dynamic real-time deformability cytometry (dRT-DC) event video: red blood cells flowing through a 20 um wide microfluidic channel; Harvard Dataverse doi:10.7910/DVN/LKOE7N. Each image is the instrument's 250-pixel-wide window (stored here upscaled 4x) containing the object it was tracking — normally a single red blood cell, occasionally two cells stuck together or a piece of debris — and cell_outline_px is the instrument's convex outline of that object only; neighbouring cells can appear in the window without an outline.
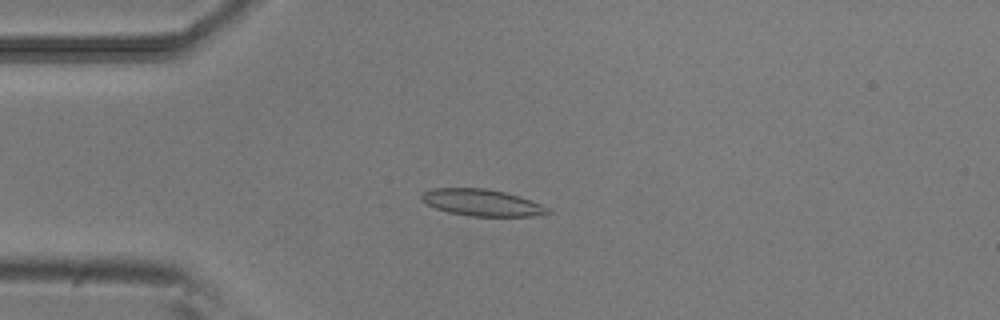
{"species": "common noctule bat (a hibernating species)", "species_latin": "Nyctalus noctula", "temperature_condition": "room temperature", "stored_images_in_passage": 46, "camera_frame_rate_fps": 3000, "um_per_image_px": 0.085, "animal": {"sex": "male", "body_mass_g": 20.5, "forearm_length_mm": 52.5}, "frame": {"image": 1, "passage_image": 6, "time_ms": 1.667, "image_size_px": [1000, 320], "cell_outline_px": [[552, 212], [532, 216], [468, 216], [448, 212], [436, 208], [420, 200], [420, 196], [424, 192], [432, 188], [484, 188], [504, 192], [520, 196], [540, 204], [548, 208]], "centroid_in_image_um": [40.93, 17.22], "position_along_channel_um": 44.1, "area_um2": 19.54}}
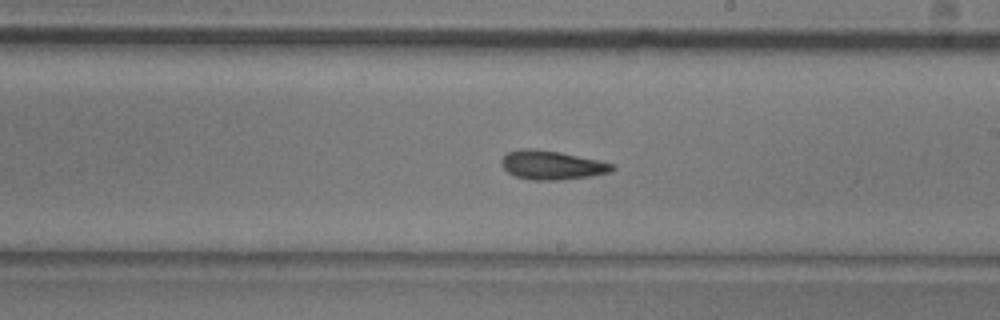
{"frame": {"image": 2, "passage_image": 23, "time_ms": 7.333, "image_size_px": [1000, 320], "cell_outline_px": [[616, 168], [612, 172], [592, 176], [560, 180], [532, 180], [516, 176], [508, 172], [500, 164], [500, 160], [508, 152], [524, 148], [532, 148], [560, 152], [600, 160], [616, 164]], "centroid_in_image_um": [46.96, 14.03], "position_along_channel_um": 242.0, "area_um2": 18.9}}
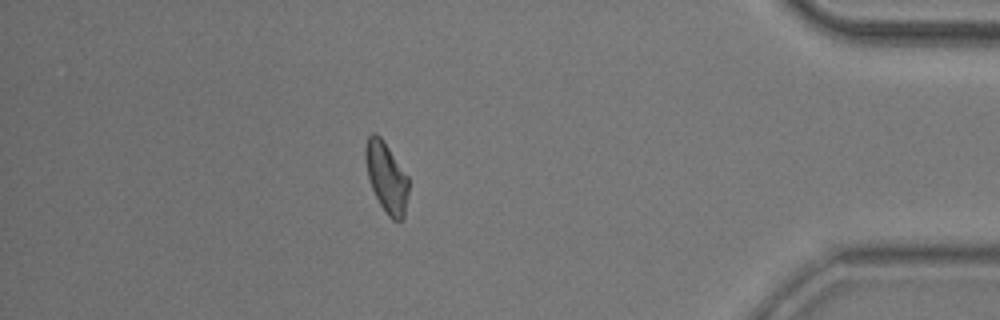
{"frame": {"image": 3, "passage_image": 39, "time_ms": 12.667, "image_size_px": [1000, 320], "cell_outline_px": [[408, 192], [404, 216], [400, 220], [392, 220], [388, 216], [380, 204], [372, 188], [368, 176], [364, 156], [364, 148], [368, 136], [372, 132], [376, 132], [380, 136], [408, 176]], "centroid_in_image_um": [32.83, 15.05], "position_along_channel_um": 402.4, "area_um2": 17.51}, "authors_computed_cell_mechanics": {"area_um2": 18.2648, "velocity_mm_per_s": 3.8045, "shape_relaxation_time_tau1_ms": 8.4653, "shape_relaxation_time_tau2_ms": 4.6768, "deformation_change_tau1": 0.1897, "deformation_change_tau2": 0.1209}}